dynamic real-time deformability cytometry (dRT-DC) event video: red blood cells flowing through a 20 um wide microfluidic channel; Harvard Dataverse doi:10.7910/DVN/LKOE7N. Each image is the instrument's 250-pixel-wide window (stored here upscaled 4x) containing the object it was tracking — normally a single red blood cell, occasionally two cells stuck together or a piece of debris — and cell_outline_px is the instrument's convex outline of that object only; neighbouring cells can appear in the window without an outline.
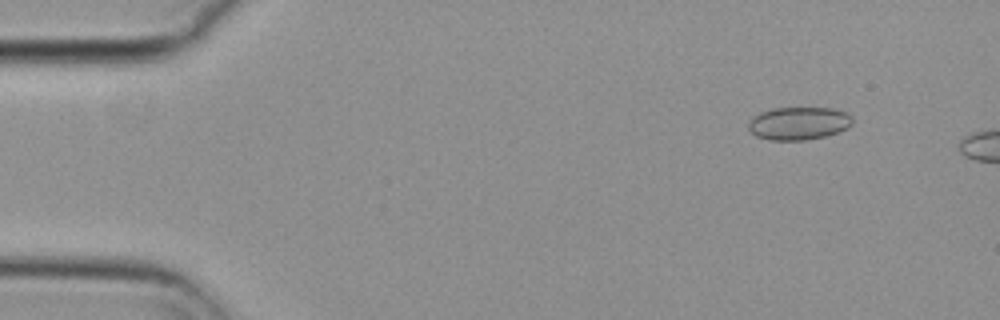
{"species": "common noctule bat (a hibernating species)", "species_latin": "Nyctalus noctula", "temperature_condition": "cold", "stored_images_in_passage": 9, "camera_frame_rate_fps": 3000, "um_per_image_px": 0.085, "animal": {"sex": "female", "body_mass_g": 29.2, "forearm_length_mm": 56.3}, "frame": {"image": 1, "passage_image": 4, "time_ms": 1.0, "image_size_px": [1000, 320], "cell_outline_px": [[852, 124], [848, 128], [824, 136], [804, 140], [768, 140], [756, 136], [748, 128], [748, 124], [760, 112], [772, 108], [832, 108], [848, 112], [852, 116]], "centroid_in_image_um": [67.91, 10.48], "position_along_channel_um": 17.1, "area_um2": 19.88}}